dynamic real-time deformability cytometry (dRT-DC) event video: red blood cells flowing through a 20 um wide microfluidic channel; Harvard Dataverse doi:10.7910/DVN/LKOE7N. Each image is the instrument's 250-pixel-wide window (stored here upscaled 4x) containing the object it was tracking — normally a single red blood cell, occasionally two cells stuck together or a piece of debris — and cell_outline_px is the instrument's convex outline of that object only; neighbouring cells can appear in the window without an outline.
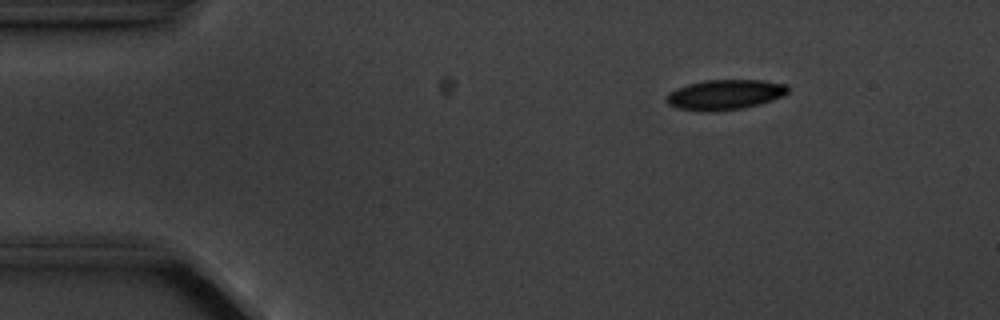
{"species": "common noctule bat (a hibernating species)", "species_latin": "Nyctalus noctula", "temperature_condition": "cold", "stored_images_in_passage": 7, "camera_frame_rate_fps": 3000, "um_per_image_px": 0.085, "animal": {"sex": "male", "body_mass_g": 20.1, "forearm_length_mm": 53.5}, "frame": {"image": 1, "passage_image": 3, "time_ms": 2.333, "image_size_px": [1000, 320], "cell_outline_px": [[788, 92], [772, 100], [760, 104], [740, 108], [676, 108], [668, 104], [664, 100], [668, 92], [676, 88], [688, 84], [704, 80], [764, 80], [788, 84]], "centroid_in_image_um": [61.64, 7.98], "position_along_channel_um": 23.4, "area_um2": 20.46}}
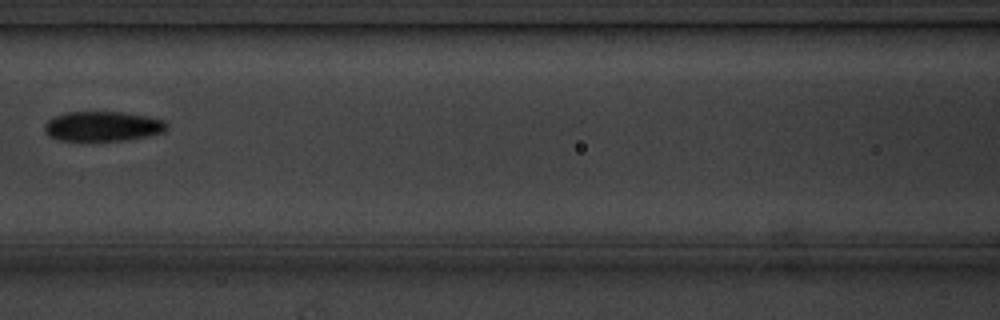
{"frame": {"image": 2, "passage_image": 7, "time_ms": 8.0, "image_size_px": [1000, 320], "cell_outline_px": [[168, 128], [164, 132], [148, 136], [128, 140], [60, 140], [48, 136], [44, 132], [44, 124], [48, 120], [64, 112], [124, 112], [148, 116], [164, 120], [168, 124]], "centroid_in_image_um": [8.75, 10.73], "position_along_channel_um": 157.9, "area_um2": 21.39}}